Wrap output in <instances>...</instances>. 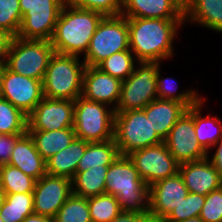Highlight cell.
I'll return each instance as SVG.
<instances>
[{
	"mask_svg": "<svg viewBox=\"0 0 222 222\" xmlns=\"http://www.w3.org/2000/svg\"><path fill=\"white\" fill-rule=\"evenodd\" d=\"M184 19L128 18L129 46L138 62L170 58L173 40Z\"/></svg>",
	"mask_w": 222,
	"mask_h": 222,
	"instance_id": "1",
	"label": "cell"
},
{
	"mask_svg": "<svg viewBox=\"0 0 222 222\" xmlns=\"http://www.w3.org/2000/svg\"><path fill=\"white\" fill-rule=\"evenodd\" d=\"M103 17L102 13L64 4L50 39L54 52L75 56L86 54Z\"/></svg>",
	"mask_w": 222,
	"mask_h": 222,
	"instance_id": "2",
	"label": "cell"
},
{
	"mask_svg": "<svg viewBox=\"0 0 222 222\" xmlns=\"http://www.w3.org/2000/svg\"><path fill=\"white\" fill-rule=\"evenodd\" d=\"M105 193L116 196L121 210L148 214L149 186L128 156L120 155L107 169Z\"/></svg>",
	"mask_w": 222,
	"mask_h": 222,
	"instance_id": "3",
	"label": "cell"
},
{
	"mask_svg": "<svg viewBox=\"0 0 222 222\" xmlns=\"http://www.w3.org/2000/svg\"><path fill=\"white\" fill-rule=\"evenodd\" d=\"M79 59V56L54 52L42 81L45 98L74 101L82 95L86 65Z\"/></svg>",
	"mask_w": 222,
	"mask_h": 222,
	"instance_id": "4",
	"label": "cell"
},
{
	"mask_svg": "<svg viewBox=\"0 0 222 222\" xmlns=\"http://www.w3.org/2000/svg\"><path fill=\"white\" fill-rule=\"evenodd\" d=\"M53 54L50 41L13 37L4 62L16 74L43 81Z\"/></svg>",
	"mask_w": 222,
	"mask_h": 222,
	"instance_id": "5",
	"label": "cell"
},
{
	"mask_svg": "<svg viewBox=\"0 0 222 222\" xmlns=\"http://www.w3.org/2000/svg\"><path fill=\"white\" fill-rule=\"evenodd\" d=\"M74 132L76 138L87 142L114 139L115 110L107 105L89 101L82 96L74 100Z\"/></svg>",
	"mask_w": 222,
	"mask_h": 222,
	"instance_id": "6",
	"label": "cell"
},
{
	"mask_svg": "<svg viewBox=\"0 0 222 222\" xmlns=\"http://www.w3.org/2000/svg\"><path fill=\"white\" fill-rule=\"evenodd\" d=\"M114 139L123 156L164 142L152 128L143 109L115 112Z\"/></svg>",
	"mask_w": 222,
	"mask_h": 222,
	"instance_id": "7",
	"label": "cell"
},
{
	"mask_svg": "<svg viewBox=\"0 0 222 222\" xmlns=\"http://www.w3.org/2000/svg\"><path fill=\"white\" fill-rule=\"evenodd\" d=\"M130 49L128 18L122 14L104 16L91 38L82 60L86 66H97L117 52Z\"/></svg>",
	"mask_w": 222,
	"mask_h": 222,
	"instance_id": "8",
	"label": "cell"
},
{
	"mask_svg": "<svg viewBox=\"0 0 222 222\" xmlns=\"http://www.w3.org/2000/svg\"><path fill=\"white\" fill-rule=\"evenodd\" d=\"M19 2L22 22L16 37L50 41L64 0H19Z\"/></svg>",
	"mask_w": 222,
	"mask_h": 222,
	"instance_id": "9",
	"label": "cell"
},
{
	"mask_svg": "<svg viewBox=\"0 0 222 222\" xmlns=\"http://www.w3.org/2000/svg\"><path fill=\"white\" fill-rule=\"evenodd\" d=\"M140 65L122 81L121 94L115 112L142 110L157 99L156 75L160 62H138Z\"/></svg>",
	"mask_w": 222,
	"mask_h": 222,
	"instance_id": "10",
	"label": "cell"
},
{
	"mask_svg": "<svg viewBox=\"0 0 222 222\" xmlns=\"http://www.w3.org/2000/svg\"><path fill=\"white\" fill-rule=\"evenodd\" d=\"M127 156L133 162L139 177L149 187L179 172L180 164L171 155L164 142L135 150Z\"/></svg>",
	"mask_w": 222,
	"mask_h": 222,
	"instance_id": "11",
	"label": "cell"
},
{
	"mask_svg": "<svg viewBox=\"0 0 222 222\" xmlns=\"http://www.w3.org/2000/svg\"><path fill=\"white\" fill-rule=\"evenodd\" d=\"M171 155L179 164L203 160L207 153L196 139L194 106L188 108L172 127L164 140Z\"/></svg>",
	"mask_w": 222,
	"mask_h": 222,
	"instance_id": "12",
	"label": "cell"
},
{
	"mask_svg": "<svg viewBox=\"0 0 222 222\" xmlns=\"http://www.w3.org/2000/svg\"><path fill=\"white\" fill-rule=\"evenodd\" d=\"M0 97L28 116L44 98L42 81L16 74L5 67Z\"/></svg>",
	"mask_w": 222,
	"mask_h": 222,
	"instance_id": "13",
	"label": "cell"
},
{
	"mask_svg": "<svg viewBox=\"0 0 222 222\" xmlns=\"http://www.w3.org/2000/svg\"><path fill=\"white\" fill-rule=\"evenodd\" d=\"M74 101L43 98L27 116V130L53 131L74 126Z\"/></svg>",
	"mask_w": 222,
	"mask_h": 222,
	"instance_id": "14",
	"label": "cell"
},
{
	"mask_svg": "<svg viewBox=\"0 0 222 222\" xmlns=\"http://www.w3.org/2000/svg\"><path fill=\"white\" fill-rule=\"evenodd\" d=\"M72 194L71 179L45 174L35 183L34 213L54 218Z\"/></svg>",
	"mask_w": 222,
	"mask_h": 222,
	"instance_id": "15",
	"label": "cell"
},
{
	"mask_svg": "<svg viewBox=\"0 0 222 222\" xmlns=\"http://www.w3.org/2000/svg\"><path fill=\"white\" fill-rule=\"evenodd\" d=\"M179 172L149 187V218L164 220L188 194Z\"/></svg>",
	"mask_w": 222,
	"mask_h": 222,
	"instance_id": "16",
	"label": "cell"
},
{
	"mask_svg": "<svg viewBox=\"0 0 222 222\" xmlns=\"http://www.w3.org/2000/svg\"><path fill=\"white\" fill-rule=\"evenodd\" d=\"M122 81L101 71L96 66H86L83 73L82 97L94 102L113 106L116 109Z\"/></svg>",
	"mask_w": 222,
	"mask_h": 222,
	"instance_id": "17",
	"label": "cell"
},
{
	"mask_svg": "<svg viewBox=\"0 0 222 222\" xmlns=\"http://www.w3.org/2000/svg\"><path fill=\"white\" fill-rule=\"evenodd\" d=\"M179 174L188 192L206 196L222 186L219 174L209 156L203 160L180 164Z\"/></svg>",
	"mask_w": 222,
	"mask_h": 222,
	"instance_id": "18",
	"label": "cell"
},
{
	"mask_svg": "<svg viewBox=\"0 0 222 222\" xmlns=\"http://www.w3.org/2000/svg\"><path fill=\"white\" fill-rule=\"evenodd\" d=\"M126 18L184 19V7L176 0H123Z\"/></svg>",
	"mask_w": 222,
	"mask_h": 222,
	"instance_id": "19",
	"label": "cell"
},
{
	"mask_svg": "<svg viewBox=\"0 0 222 222\" xmlns=\"http://www.w3.org/2000/svg\"><path fill=\"white\" fill-rule=\"evenodd\" d=\"M8 164L19 168L36 181L46 174V162L36 150L34 141L28 132L16 140Z\"/></svg>",
	"mask_w": 222,
	"mask_h": 222,
	"instance_id": "20",
	"label": "cell"
},
{
	"mask_svg": "<svg viewBox=\"0 0 222 222\" xmlns=\"http://www.w3.org/2000/svg\"><path fill=\"white\" fill-rule=\"evenodd\" d=\"M143 110L152 128L164 141L187 108L177 101L154 99Z\"/></svg>",
	"mask_w": 222,
	"mask_h": 222,
	"instance_id": "21",
	"label": "cell"
},
{
	"mask_svg": "<svg viewBox=\"0 0 222 222\" xmlns=\"http://www.w3.org/2000/svg\"><path fill=\"white\" fill-rule=\"evenodd\" d=\"M87 141L75 138L65 149L46 160V174L64 176L72 179L77 172V165L84 155Z\"/></svg>",
	"mask_w": 222,
	"mask_h": 222,
	"instance_id": "22",
	"label": "cell"
},
{
	"mask_svg": "<svg viewBox=\"0 0 222 222\" xmlns=\"http://www.w3.org/2000/svg\"><path fill=\"white\" fill-rule=\"evenodd\" d=\"M222 33V0H190L184 7V21Z\"/></svg>",
	"mask_w": 222,
	"mask_h": 222,
	"instance_id": "23",
	"label": "cell"
},
{
	"mask_svg": "<svg viewBox=\"0 0 222 222\" xmlns=\"http://www.w3.org/2000/svg\"><path fill=\"white\" fill-rule=\"evenodd\" d=\"M27 132L32 137L36 150L45 161L68 147L76 138L74 128L53 131L27 130Z\"/></svg>",
	"mask_w": 222,
	"mask_h": 222,
	"instance_id": "24",
	"label": "cell"
},
{
	"mask_svg": "<svg viewBox=\"0 0 222 222\" xmlns=\"http://www.w3.org/2000/svg\"><path fill=\"white\" fill-rule=\"evenodd\" d=\"M108 167L101 165L86 171H77L71 179L72 193L84 198L104 194Z\"/></svg>",
	"mask_w": 222,
	"mask_h": 222,
	"instance_id": "25",
	"label": "cell"
},
{
	"mask_svg": "<svg viewBox=\"0 0 222 222\" xmlns=\"http://www.w3.org/2000/svg\"><path fill=\"white\" fill-rule=\"evenodd\" d=\"M120 152L115 139L103 142H88L84 155L77 165V171H86L89 168L110 166L118 157Z\"/></svg>",
	"mask_w": 222,
	"mask_h": 222,
	"instance_id": "26",
	"label": "cell"
},
{
	"mask_svg": "<svg viewBox=\"0 0 222 222\" xmlns=\"http://www.w3.org/2000/svg\"><path fill=\"white\" fill-rule=\"evenodd\" d=\"M204 100H200L194 105V130L196 139L201 147L208 153L209 149L222 138V122L218 117H202L201 106ZM215 126V128H214Z\"/></svg>",
	"mask_w": 222,
	"mask_h": 222,
	"instance_id": "27",
	"label": "cell"
},
{
	"mask_svg": "<svg viewBox=\"0 0 222 222\" xmlns=\"http://www.w3.org/2000/svg\"><path fill=\"white\" fill-rule=\"evenodd\" d=\"M34 213L33 193L6 194L0 216L3 222H22L27 216Z\"/></svg>",
	"mask_w": 222,
	"mask_h": 222,
	"instance_id": "28",
	"label": "cell"
},
{
	"mask_svg": "<svg viewBox=\"0 0 222 222\" xmlns=\"http://www.w3.org/2000/svg\"><path fill=\"white\" fill-rule=\"evenodd\" d=\"M1 190L5 194L33 193L36 180L10 164L0 165Z\"/></svg>",
	"mask_w": 222,
	"mask_h": 222,
	"instance_id": "29",
	"label": "cell"
},
{
	"mask_svg": "<svg viewBox=\"0 0 222 222\" xmlns=\"http://www.w3.org/2000/svg\"><path fill=\"white\" fill-rule=\"evenodd\" d=\"M27 127V115L0 97V135L25 134Z\"/></svg>",
	"mask_w": 222,
	"mask_h": 222,
	"instance_id": "30",
	"label": "cell"
},
{
	"mask_svg": "<svg viewBox=\"0 0 222 222\" xmlns=\"http://www.w3.org/2000/svg\"><path fill=\"white\" fill-rule=\"evenodd\" d=\"M87 199L92 222H111L122 212L116 196L111 194L104 193Z\"/></svg>",
	"mask_w": 222,
	"mask_h": 222,
	"instance_id": "31",
	"label": "cell"
},
{
	"mask_svg": "<svg viewBox=\"0 0 222 222\" xmlns=\"http://www.w3.org/2000/svg\"><path fill=\"white\" fill-rule=\"evenodd\" d=\"M134 54L130 49L114 53L96 67L121 81L127 79L135 69Z\"/></svg>",
	"mask_w": 222,
	"mask_h": 222,
	"instance_id": "32",
	"label": "cell"
},
{
	"mask_svg": "<svg viewBox=\"0 0 222 222\" xmlns=\"http://www.w3.org/2000/svg\"><path fill=\"white\" fill-rule=\"evenodd\" d=\"M53 222H92L88 199L72 194L58 210Z\"/></svg>",
	"mask_w": 222,
	"mask_h": 222,
	"instance_id": "33",
	"label": "cell"
},
{
	"mask_svg": "<svg viewBox=\"0 0 222 222\" xmlns=\"http://www.w3.org/2000/svg\"><path fill=\"white\" fill-rule=\"evenodd\" d=\"M160 76L161 75H160V66H159L156 75L157 99L177 101L179 103H182L187 109L190 108L191 106L196 105L200 100L204 99L201 98V96L199 97L197 95L198 93H196L195 90L193 91L187 90L185 92L183 91L182 93L177 94L176 93L177 91L173 90L175 88L171 86V84L172 85L175 84L171 82L172 78L163 79ZM168 82L171 84H169Z\"/></svg>",
	"mask_w": 222,
	"mask_h": 222,
	"instance_id": "34",
	"label": "cell"
},
{
	"mask_svg": "<svg viewBox=\"0 0 222 222\" xmlns=\"http://www.w3.org/2000/svg\"><path fill=\"white\" fill-rule=\"evenodd\" d=\"M205 196L189 192L182 203L173 209L164 219L165 222H181L199 217L204 205Z\"/></svg>",
	"mask_w": 222,
	"mask_h": 222,
	"instance_id": "35",
	"label": "cell"
},
{
	"mask_svg": "<svg viewBox=\"0 0 222 222\" xmlns=\"http://www.w3.org/2000/svg\"><path fill=\"white\" fill-rule=\"evenodd\" d=\"M22 22L19 0H0V29L16 37Z\"/></svg>",
	"mask_w": 222,
	"mask_h": 222,
	"instance_id": "36",
	"label": "cell"
},
{
	"mask_svg": "<svg viewBox=\"0 0 222 222\" xmlns=\"http://www.w3.org/2000/svg\"><path fill=\"white\" fill-rule=\"evenodd\" d=\"M64 4L102 13L104 16L121 14L123 0H64Z\"/></svg>",
	"mask_w": 222,
	"mask_h": 222,
	"instance_id": "37",
	"label": "cell"
},
{
	"mask_svg": "<svg viewBox=\"0 0 222 222\" xmlns=\"http://www.w3.org/2000/svg\"><path fill=\"white\" fill-rule=\"evenodd\" d=\"M199 218L203 222H222V186L205 196Z\"/></svg>",
	"mask_w": 222,
	"mask_h": 222,
	"instance_id": "38",
	"label": "cell"
},
{
	"mask_svg": "<svg viewBox=\"0 0 222 222\" xmlns=\"http://www.w3.org/2000/svg\"><path fill=\"white\" fill-rule=\"evenodd\" d=\"M24 134L0 135V165L8 164L16 140Z\"/></svg>",
	"mask_w": 222,
	"mask_h": 222,
	"instance_id": "39",
	"label": "cell"
},
{
	"mask_svg": "<svg viewBox=\"0 0 222 222\" xmlns=\"http://www.w3.org/2000/svg\"><path fill=\"white\" fill-rule=\"evenodd\" d=\"M149 218L148 214L122 211L111 222H145Z\"/></svg>",
	"mask_w": 222,
	"mask_h": 222,
	"instance_id": "40",
	"label": "cell"
},
{
	"mask_svg": "<svg viewBox=\"0 0 222 222\" xmlns=\"http://www.w3.org/2000/svg\"><path fill=\"white\" fill-rule=\"evenodd\" d=\"M216 145V152L213 155L212 159H210V161L215 166L222 182V138L213 147H215Z\"/></svg>",
	"mask_w": 222,
	"mask_h": 222,
	"instance_id": "41",
	"label": "cell"
},
{
	"mask_svg": "<svg viewBox=\"0 0 222 222\" xmlns=\"http://www.w3.org/2000/svg\"><path fill=\"white\" fill-rule=\"evenodd\" d=\"M12 36L0 29V61H4L7 55Z\"/></svg>",
	"mask_w": 222,
	"mask_h": 222,
	"instance_id": "42",
	"label": "cell"
},
{
	"mask_svg": "<svg viewBox=\"0 0 222 222\" xmlns=\"http://www.w3.org/2000/svg\"><path fill=\"white\" fill-rule=\"evenodd\" d=\"M22 222H53V218L32 213L27 216Z\"/></svg>",
	"mask_w": 222,
	"mask_h": 222,
	"instance_id": "43",
	"label": "cell"
},
{
	"mask_svg": "<svg viewBox=\"0 0 222 222\" xmlns=\"http://www.w3.org/2000/svg\"><path fill=\"white\" fill-rule=\"evenodd\" d=\"M5 62L4 61H0V92H1V88H2V77L4 74V70H5Z\"/></svg>",
	"mask_w": 222,
	"mask_h": 222,
	"instance_id": "44",
	"label": "cell"
},
{
	"mask_svg": "<svg viewBox=\"0 0 222 222\" xmlns=\"http://www.w3.org/2000/svg\"><path fill=\"white\" fill-rule=\"evenodd\" d=\"M181 222H203V221L199 217H194Z\"/></svg>",
	"mask_w": 222,
	"mask_h": 222,
	"instance_id": "45",
	"label": "cell"
},
{
	"mask_svg": "<svg viewBox=\"0 0 222 222\" xmlns=\"http://www.w3.org/2000/svg\"><path fill=\"white\" fill-rule=\"evenodd\" d=\"M5 195L6 194L2 190H0V208L2 207L3 202L5 200Z\"/></svg>",
	"mask_w": 222,
	"mask_h": 222,
	"instance_id": "46",
	"label": "cell"
},
{
	"mask_svg": "<svg viewBox=\"0 0 222 222\" xmlns=\"http://www.w3.org/2000/svg\"><path fill=\"white\" fill-rule=\"evenodd\" d=\"M176 1H178L183 7H185L190 2V0H176Z\"/></svg>",
	"mask_w": 222,
	"mask_h": 222,
	"instance_id": "47",
	"label": "cell"
},
{
	"mask_svg": "<svg viewBox=\"0 0 222 222\" xmlns=\"http://www.w3.org/2000/svg\"><path fill=\"white\" fill-rule=\"evenodd\" d=\"M145 222H165V221L164 220H157V219L148 218Z\"/></svg>",
	"mask_w": 222,
	"mask_h": 222,
	"instance_id": "48",
	"label": "cell"
}]
</instances>
